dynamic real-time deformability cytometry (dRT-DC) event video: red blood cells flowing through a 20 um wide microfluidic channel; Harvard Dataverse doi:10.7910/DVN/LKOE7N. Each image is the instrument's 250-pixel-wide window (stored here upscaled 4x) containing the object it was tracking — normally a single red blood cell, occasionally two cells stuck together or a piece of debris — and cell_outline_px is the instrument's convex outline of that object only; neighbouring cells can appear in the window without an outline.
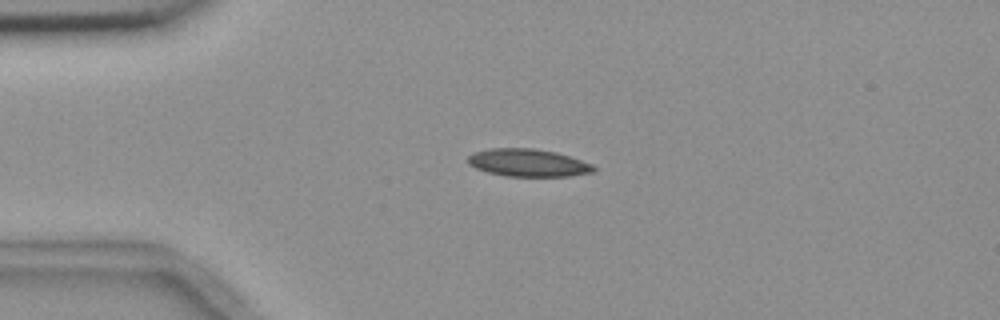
{"species": "common noctule bat (a hibernating species)", "species_latin": "Nyctalus noctula", "temperature_condition": "room temperature", "stored_images_in_passage": 2, "camera_frame_rate_fps": 3000, "um_per_image_px": 0.085, "animal": {"sex": "female", "body_mass_g": 18.4}, "frame": {"image": 1, "passage_image": 1, "time_ms": 0.0, "image_size_px": [1000, 320], "cell_outline_px": [[596, 172], [568, 176], [504, 176], [488, 172], [476, 168], [468, 164], [468, 156], [472, 152], [488, 148], [532, 148], [556, 152], [592, 164], [596, 168]], "centroid_in_image_um": [44.86, 13.83], "position_along_channel_um": 40.1, "area_um2": 20.29}}